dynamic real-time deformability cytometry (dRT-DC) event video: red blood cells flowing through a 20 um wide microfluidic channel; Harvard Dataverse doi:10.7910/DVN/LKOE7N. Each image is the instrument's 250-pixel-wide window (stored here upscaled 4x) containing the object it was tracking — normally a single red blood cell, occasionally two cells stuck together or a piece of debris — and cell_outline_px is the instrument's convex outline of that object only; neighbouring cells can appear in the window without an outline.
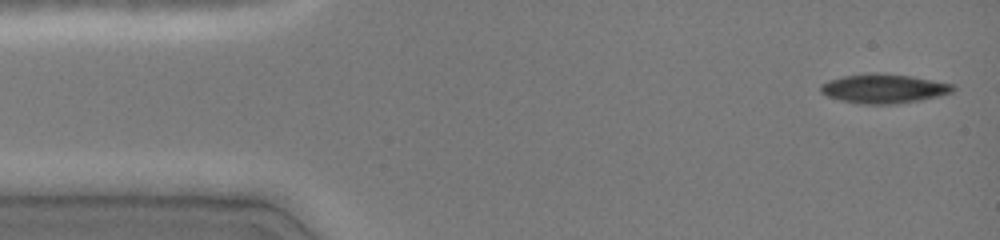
{"species": "common noctule bat (a hibernating species)", "species_latin": "Nyctalus noctula", "temperature_condition": "cold", "stored_images_in_passage": 7, "camera_frame_rate_fps": 3000, "um_per_image_px": 0.085, "animal": {"sex": "female", "body_mass_g": 19.0, "forearm_length_mm": 51.5}, "frame": {"image": 1, "passage_image": 1, "time_ms": 0.0, "image_size_px": [1000, 240], "cell_outline_px": [[956, 88], [952, 92], [920, 100], [896, 104], [856, 104], [840, 100], [828, 96], [820, 92], [820, 84], [828, 80], [844, 76], [872, 72], [876, 72], [912, 76], [952, 84]], "centroid_in_image_um": [75.07, 7.53], "position_along_channel_um": 9.9, "area_um2": 22.6}}